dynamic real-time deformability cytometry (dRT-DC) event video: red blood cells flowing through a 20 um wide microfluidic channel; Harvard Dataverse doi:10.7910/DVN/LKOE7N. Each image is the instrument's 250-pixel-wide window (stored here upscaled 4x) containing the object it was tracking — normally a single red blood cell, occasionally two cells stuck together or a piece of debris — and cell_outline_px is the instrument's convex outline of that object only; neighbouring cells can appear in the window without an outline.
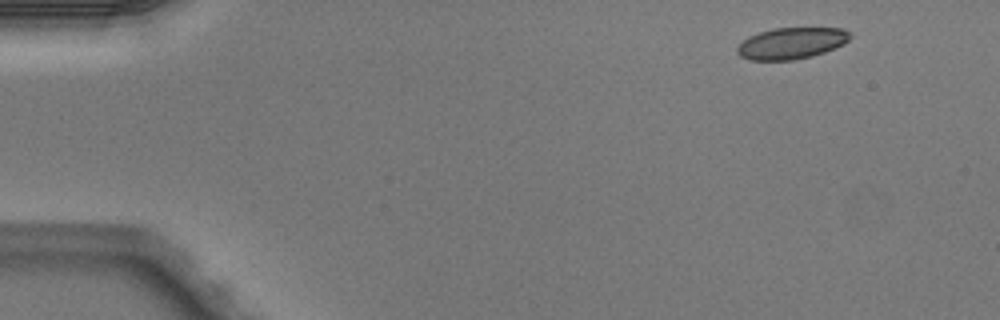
{"species": "Egyptian fruit bat (a non-hibernating species)", "species_latin": "Rousettus aegyptiacus", "temperature_condition": "warm", "stored_images_in_passage": 4, "camera_frame_rate_fps": 3000, "um_per_image_px": 0.085, "animal": {"sex": "male"}, "frame": {"image": 1, "passage_image": 1, "time_ms": 0.0, "image_size_px": [1000, 320], "cell_outline_px": [[852, 36], [844, 44], [836, 48], [812, 56], [792, 60], [748, 60], [740, 56], [736, 52], [736, 48], [748, 36], [772, 28], [844, 28]], "centroid_in_image_um": [67.27, 3.68], "position_along_channel_um": 17.7, "area_um2": 20.75}}